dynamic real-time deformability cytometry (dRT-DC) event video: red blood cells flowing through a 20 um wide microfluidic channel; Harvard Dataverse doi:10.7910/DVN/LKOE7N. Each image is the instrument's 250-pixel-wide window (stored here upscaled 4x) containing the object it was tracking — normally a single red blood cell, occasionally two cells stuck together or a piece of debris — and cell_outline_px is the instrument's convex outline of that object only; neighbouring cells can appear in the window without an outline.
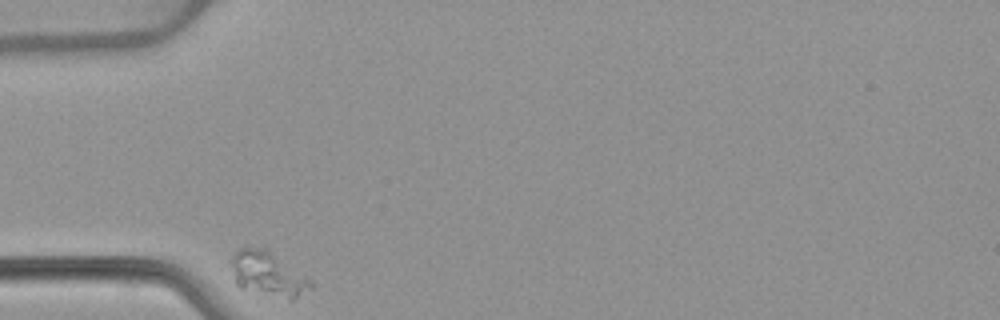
{"species": "common noctule bat (a hibernating species)", "species_latin": "Nyctalus noctula", "temperature_condition": "warm", "stored_images_in_passage": 33, "camera_frame_rate_fps": 3000, "um_per_image_px": 0.085, "animal": {"sex": "female", "body_mass_g": 22.7, "forearm_length_mm": 54.2}, "frame": {"image": 1, "passage_image": 1, "time_ms": 0.0, "image_size_px": [1000, 320], "cell_outline_px": [[316, 284], [312, 288], [292, 300], [288, 300], [240, 288], [236, 284], [232, 264], [232, 256], [240, 248], [264, 248], [312, 280]], "centroid_in_image_um": [22.81, 23.33], "position_along_channel_um": 62.2, "area_um2": 20.29}}
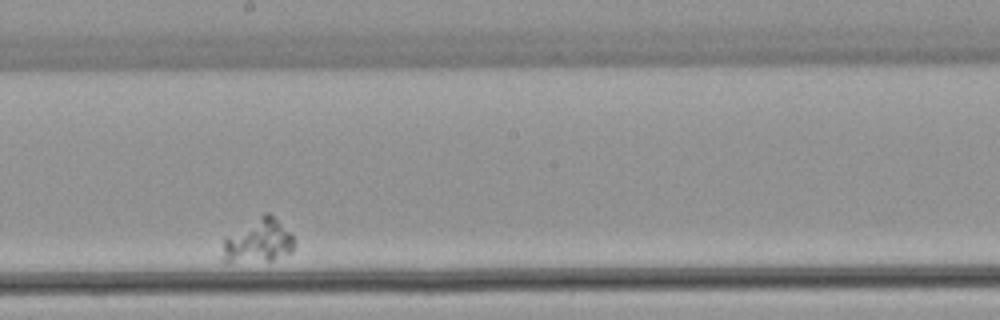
{"frame": {"image": 2, "passage_image": 19, "time_ms": 6.0, "image_size_px": [1000, 320], "cell_outline_px": [[292, 252], [272, 260], [228, 264], [220, 260], [220, 256], [224, 236], [264, 212], [268, 212], [292, 236]], "centroid_in_image_um": [21.81, 20.53], "position_along_channel_um": 226.4, "area_um2": 18.61}}
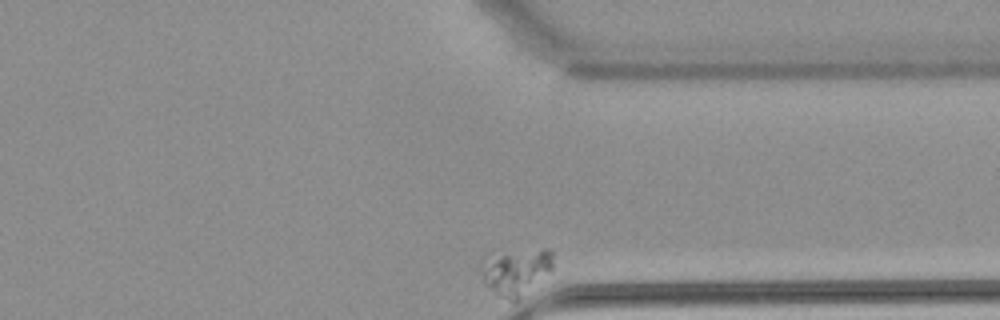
{"frame": {"image": 3, "passage_image": 33, "time_ms": 10.667, "image_size_px": [1000, 320], "cell_outline_px": [[552, 268], [520, 300], [508, 300], [484, 284], [480, 272], [480, 264], [504, 256], [544, 248], [548, 248], [552, 252]], "centroid_in_image_um": [43.91, 23.17], "position_along_channel_um": 367.5, "area_um2": 18.03}}